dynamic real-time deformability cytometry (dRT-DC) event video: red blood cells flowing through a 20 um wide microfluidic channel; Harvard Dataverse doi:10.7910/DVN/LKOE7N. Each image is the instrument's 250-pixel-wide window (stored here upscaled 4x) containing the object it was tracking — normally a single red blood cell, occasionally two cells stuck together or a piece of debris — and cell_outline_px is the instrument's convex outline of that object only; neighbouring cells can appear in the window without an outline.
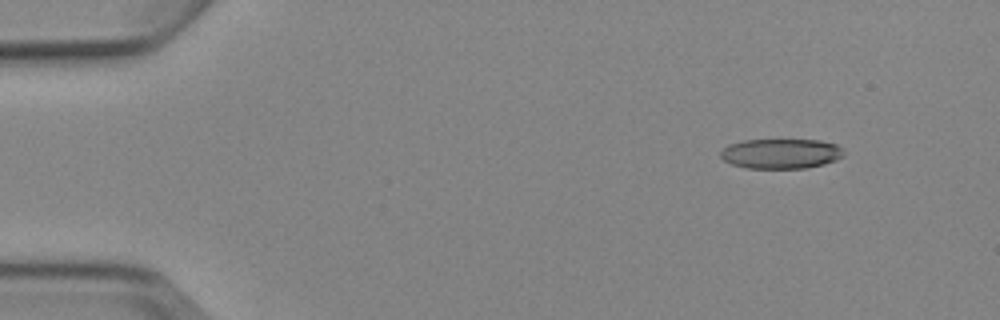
{"species": "Egyptian fruit bat (a non-hibernating species)", "species_latin": "Rousettus aegyptiacus", "temperature_condition": "cold", "stored_images_in_passage": 6, "camera_frame_rate_fps": 3000, "um_per_image_px": 0.085, "animal": {"sex": "female"}, "frame": {"image": 1, "passage_image": 2, "time_ms": 1.0, "image_size_px": [1000, 320], "cell_outline_px": [[844, 156], [836, 160], [824, 164], [804, 168], [748, 168], [732, 164], [724, 160], [720, 156], [720, 152], [728, 144], [744, 140], [820, 140], [836, 144], [844, 152]], "centroid_in_image_um": [66.38, 13.05], "position_along_channel_um": 18.6, "area_um2": 21.44}}
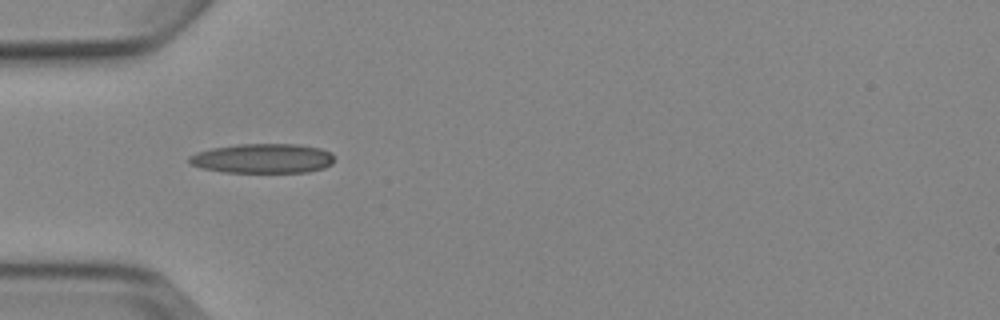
{"frame": {"image": 2, "passage_image": 5, "time_ms": 4.667, "image_size_px": [1000, 320], "cell_outline_px": [[332, 164], [324, 168], [308, 172], [224, 172], [204, 168], [192, 164], [188, 160], [188, 156], [196, 152], [212, 148], [236, 144], [296, 144], [320, 148], [328, 152], [332, 156]], "centroid_in_image_um": [22.31, 13.46], "position_along_channel_um": 62.7, "area_um2": 24.85}}
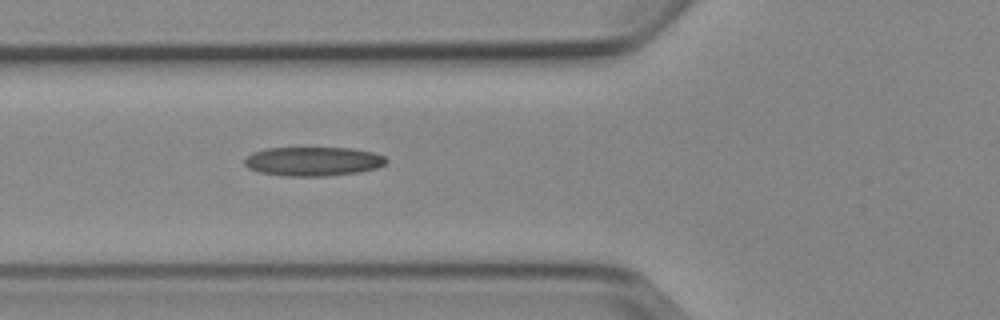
{"frame": {"image": 3, "passage_image": 6, "time_ms": 5.667, "image_size_px": [1000, 320], "cell_outline_px": [[388, 160], [384, 164], [376, 168], [360, 172], [328, 176], [288, 176], [260, 172], [248, 168], [244, 164], [244, 160], [252, 152], [264, 148], [352, 148], [372, 152], [384, 156]], "centroid_in_image_um": [26.61, 13.71], "position_along_channel_um": 99.2, "area_um2": 24.04}}